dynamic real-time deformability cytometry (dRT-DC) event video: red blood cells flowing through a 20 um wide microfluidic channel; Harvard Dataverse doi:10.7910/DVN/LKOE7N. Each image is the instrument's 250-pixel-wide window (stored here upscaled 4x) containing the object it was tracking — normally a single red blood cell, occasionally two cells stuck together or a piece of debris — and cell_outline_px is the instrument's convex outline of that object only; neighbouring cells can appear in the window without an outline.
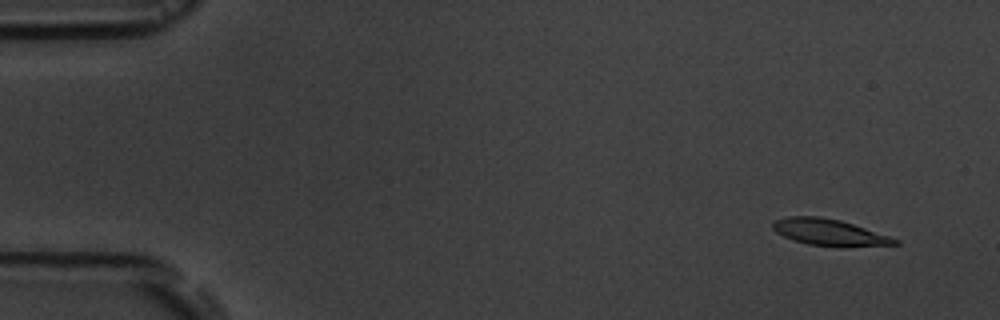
{"species": "common noctule bat (a hibernating species)", "species_latin": "Nyctalus noctula", "temperature_condition": "room temperature", "stored_images_in_passage": 4, "camera_frame_rate_fps": 3000, "um_per_image_px": 0.085, "animal": {"sex": "male", "body_mass_g": 19.5, "forearm_length_mm": 54.6}, "frame": {"image": 1, "passage_image": 1, "time_ms": 0.0, "image_size_px": [1000, 320], "cell_outline_px": [[900, 244], [844, 248], [840, 248], [808, 244], [792, 240], [776, 232], [772, 228], [772, 224], [776, 220], [788, 216], [820, 216], [840, 220], [900, 240]], "centroid_in_image_um": [70.5, 19.77], "position_along_channel_um": 14.5, "area_um2": 19.02}}